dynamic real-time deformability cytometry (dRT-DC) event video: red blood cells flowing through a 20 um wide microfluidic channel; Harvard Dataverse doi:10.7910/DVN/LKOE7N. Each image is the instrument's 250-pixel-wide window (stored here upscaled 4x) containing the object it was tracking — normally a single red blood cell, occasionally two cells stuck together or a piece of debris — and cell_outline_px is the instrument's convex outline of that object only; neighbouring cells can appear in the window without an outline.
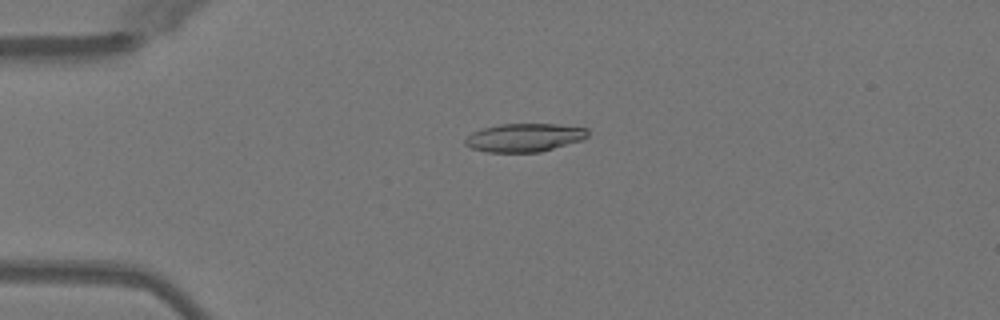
{"species": "Egyptian fruit bat (a non-hibernating species)", "species_latin": "Rousettus aegyptiacus", "temperature_condition": "warm", "stored_images_in_passage": 7, "camera_frame_rate_fps": 3000, "um_per_image_px": 0.085, "animal": {"sex": "female"}, "frame": {"image": 1, "passage_image": 1, "time_ms": 0.0, "image_size_px": [1000, 320], "cell_outline_px": [[588, 136], [584, 140], [540, 152], [488, 152], [472, 148], [464, 144], [464, 140], [472, 132], [484, 128], [500, 124], [556, 124], [588, 128]], "centroid_in_image_um": [44.61, 11.69], "position_along_channel_um": 40.4, "area_um2": 20.29}}
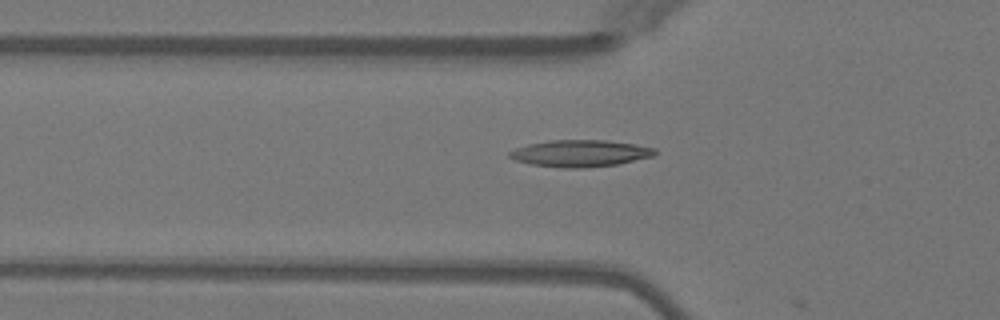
{"frame": {"image": 2, "passage_image": 6, "time_ms": 1.667, "image_size_px": [1000, 320], "cell_outline_px": [[656, 152], [652, 156], [616, 164], [584, 168], [560, 168], [532, 164], [516, 160], [508, 156], [508, 152], [516, 148], [528, 144], [552, 140], [604, 140], [636, 144], [656, 148]], "centroid_in_image_um": [49.3, 13.03], "position_along_channel_um": 76.5, "area_um2": 22.54}}